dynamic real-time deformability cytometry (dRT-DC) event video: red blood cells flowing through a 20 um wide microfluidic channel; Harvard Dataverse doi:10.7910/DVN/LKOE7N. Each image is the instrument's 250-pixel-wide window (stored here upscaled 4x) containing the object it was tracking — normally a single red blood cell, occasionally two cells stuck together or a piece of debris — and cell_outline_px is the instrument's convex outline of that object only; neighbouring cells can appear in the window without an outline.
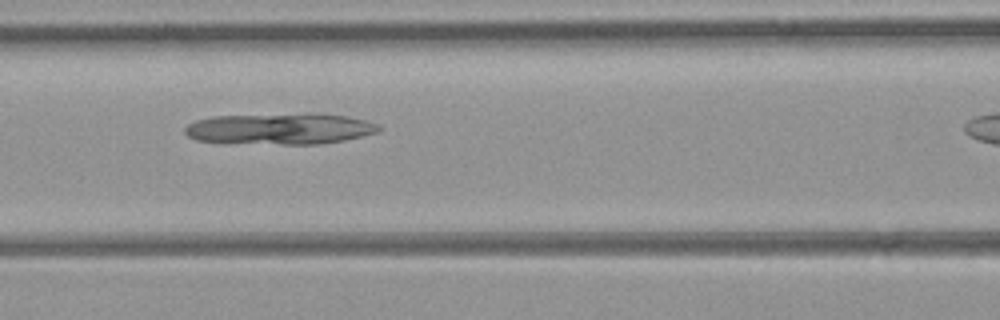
{"species": "common noctule bat (a hibernating species)", "species_latin": "Nyctalus noctula", "temperature_condition": "room temperature", "stored_images_in_passage": 28, "camera_frame_rate_fps": 3000, "um_per_image_px": 0.085, "animal": {"sex": "female", "body_mass_g": 21.9}, "frame": {"image": 1, "passage_image": 10, "time_ms": 3.0, "image_size_px": [1000, 320], "cell_outline_px": [[380, 132], [364, 136], [344, 140], [316, 144], [284, 144], [196, 140], [188, 136], [184, 132], [184, 128], [188, 124], [196, 120], [212, 116], [344, 116], [368, 120], [380, 124]], "centroid_in_image_um": [23.83, 10.98], "position_along_channel_um": 142.8, "area_um2": 33.58}}
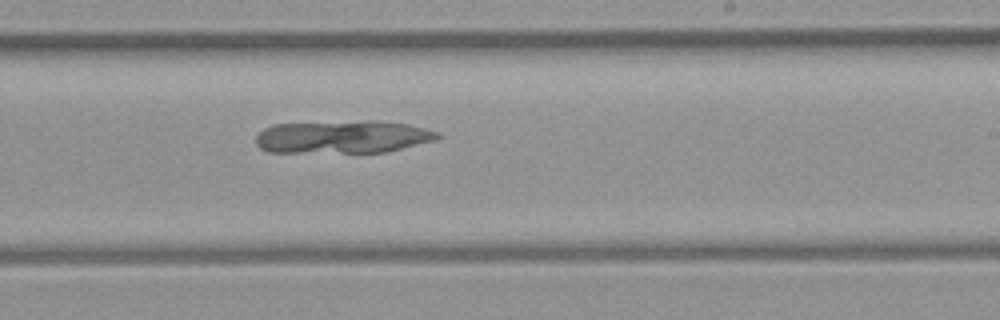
{"frame": {"image": 2, "passage_image": 18, "time_ms": 5.667, "image_size_px": [1000, 320], "cell_outline_px": [[440, 136], [436, 140], [384, 152], [268, 152], [260, 148], [256, 144], [256, 136], [264, 128], [272, 124], [376, 120], [408, 124], [440, 132]], "centroid_in_image_um": [29.12, 11.63], "position_along_channel_um": 259.9, "area_um2": 34.74}}
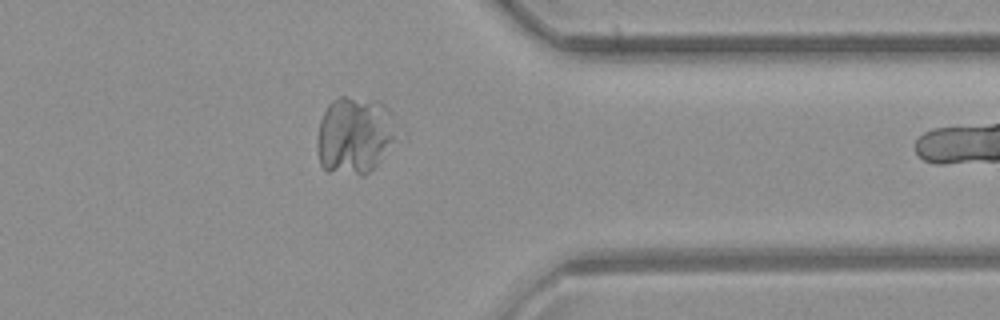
{"frame": {"image": 3, "passage_image": 27, "time_ms": 8.667, "image_size_px": [1000, 320], "cell_outline_px": [[392, 140], [380, 160], [364, 176], [360, 176], [328, 172], [320, 164], [316, 152], [316, 140], [320, 120], [328, 104], [332, 100], [340, 96], [344, 96], [380, 100], [392, 112]], "centroid_in_image_um": [30.05, 11.49], "position_along_channel_um": 381.4, "area_um2": 35.72}}